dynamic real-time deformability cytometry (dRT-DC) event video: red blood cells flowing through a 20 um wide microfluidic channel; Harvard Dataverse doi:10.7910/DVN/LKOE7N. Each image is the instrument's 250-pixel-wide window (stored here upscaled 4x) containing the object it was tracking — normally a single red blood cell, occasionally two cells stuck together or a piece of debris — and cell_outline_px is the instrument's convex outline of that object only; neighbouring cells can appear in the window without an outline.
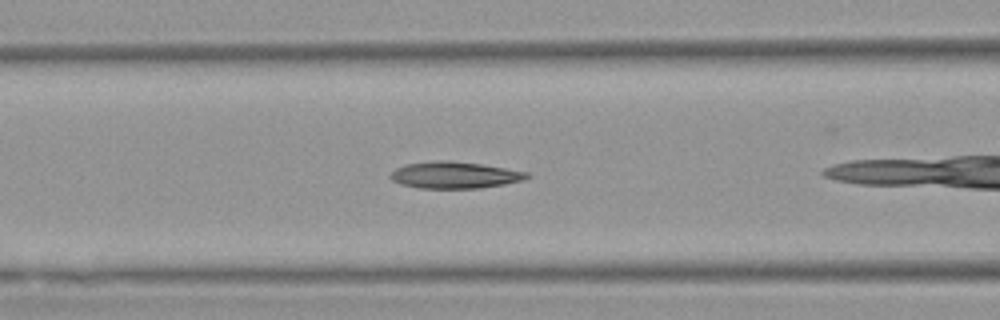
{"species": "Egyptian fruit bat (a non-hibernating species)", "species_latin": "Rousettus aegyptiacus", "temperature_condition": "warm", "stored_images_in_passage": 24, "camera_frame_rate_fps": 3000, "um_per_image_px": 0.085, "animal": {"sex": "female"}, "frame": {"image": 1, "passage_image": 4, "time_ms": 1.0, "image_size_px": [1000, 320], "cell_outline_px": [[532, 176], [524, 180], [504, 184], [480, 188], [420, 188], [400, 184], [392, 180], [388, 176], [396, 168], [404, 164], [436, 160], [448, 160], [480, 164], [528, 172]], "centroid_in_image_um": [38.63, 14.88], "position_along_channel_um": 128.0, "area_um2": 21.27}}
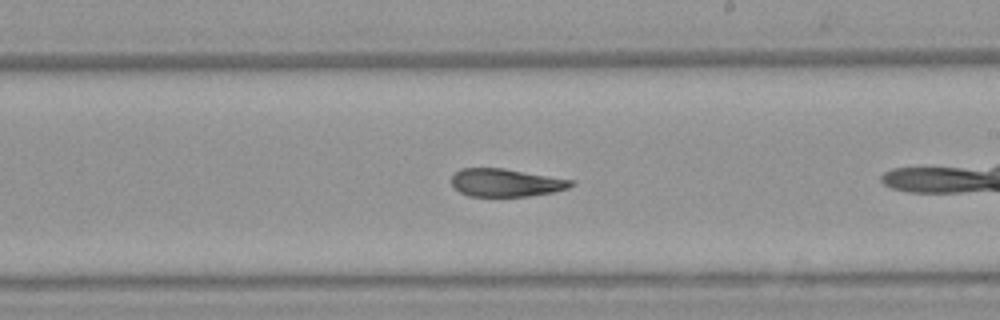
{"frame": {"image": 2, "passage_image": 13, "time_ms": 4.0, "image_size_px": [1000, 320], "cell_outline_px": [[576, 184], [568, 188], [552, 192], [528, 196], [468, 196], [460, 192], [452, 184], [452, 176], [460, 168], [504, 168], [576, 180]], "centroid_in_image_um": [43.04, 15.52], "position_along_channel_um": 246.0, "area_um2": 19.54}}
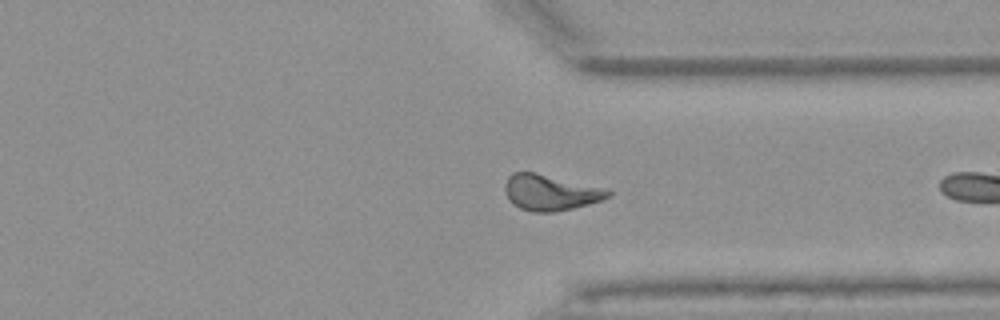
{"frame": {"image": 3, "passage_image": 22, "time_ms": 7.0, "image_size_px": [1000, 320], "cell_outline_px": [[612, 196], [588, 204], [556, 212], [532, 212], [520, 208], [512, 204], [508, 200], [504, 192], [504, 184], [508, 176], [512, 172], [536, 172], [604, 188], [612, 192]], "centroid_in_image_um": [46.73, 16.36], "position_along_channel_um": 364.7, "area_um2": 21.68}}